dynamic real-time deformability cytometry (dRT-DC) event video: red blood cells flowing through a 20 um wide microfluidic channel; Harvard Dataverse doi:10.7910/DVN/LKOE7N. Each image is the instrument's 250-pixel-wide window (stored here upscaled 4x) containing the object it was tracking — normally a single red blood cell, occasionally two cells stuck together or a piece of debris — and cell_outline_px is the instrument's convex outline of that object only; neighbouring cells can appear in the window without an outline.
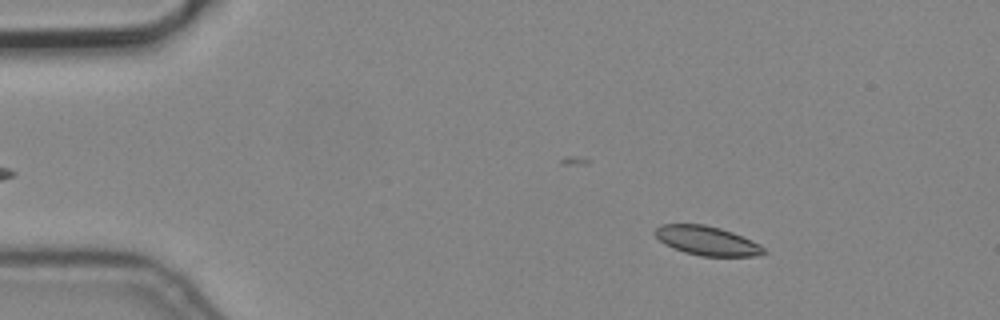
{"species": "common noctule bat (a hibernating species)", "species_latin": "Nyctalus noctula", "temperature_condition": "cold", "stored_images_in_passage": 4, "camera_frame_rate_fps": 3000, "um_per_image_px": 0.085, "animal": {"sex": "male", "body_mass_g": 19.2, "forearm_length_mm": 51.8}, "frame": {"image": 1, "passage_image": 1, "time_ms": 0.0, "image_size_px": [1000, 320], "cell_outline_px": [[768, 252], [756, 256], [700, 256], [684, 252], [664, 244], [652, 232], [660, 224], [704, 224], [720, 228], [732, 232], [752, 240], [760, 244]], "centroid_in_image_um": [60.09, 20.46], "position_along_channel_um": 24.9, "area_um2": 18.55}}
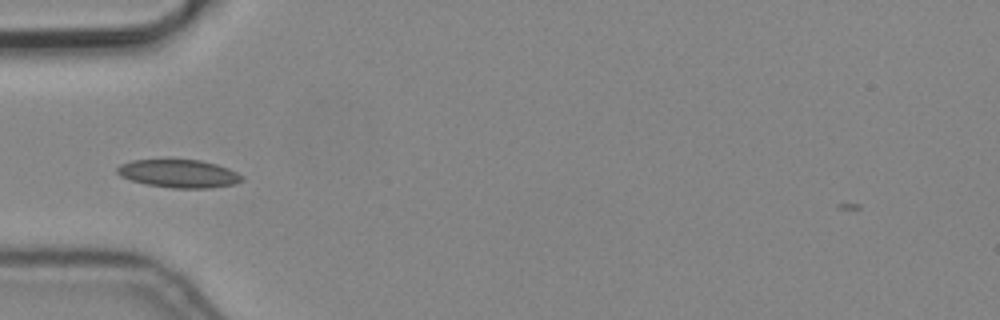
{"frame": {"image": 2, "passage_image": 3, "time_ms": 0.667, "image_size_px": [1000, 320], "cell_outline_px": [[244, 180], [232, 184], [212, 188], [172, 188], [148, 184], [132, 180], [120, 176], [116, 172], [116, 168], [120, 164], [132, 160], [200, 160], [216, 164], [228, 168], [244, 176]], "centroid_in_image_um": [15.21, 14.75], "position_along_channel_um": 69.8, "area_um2": 20.29}}